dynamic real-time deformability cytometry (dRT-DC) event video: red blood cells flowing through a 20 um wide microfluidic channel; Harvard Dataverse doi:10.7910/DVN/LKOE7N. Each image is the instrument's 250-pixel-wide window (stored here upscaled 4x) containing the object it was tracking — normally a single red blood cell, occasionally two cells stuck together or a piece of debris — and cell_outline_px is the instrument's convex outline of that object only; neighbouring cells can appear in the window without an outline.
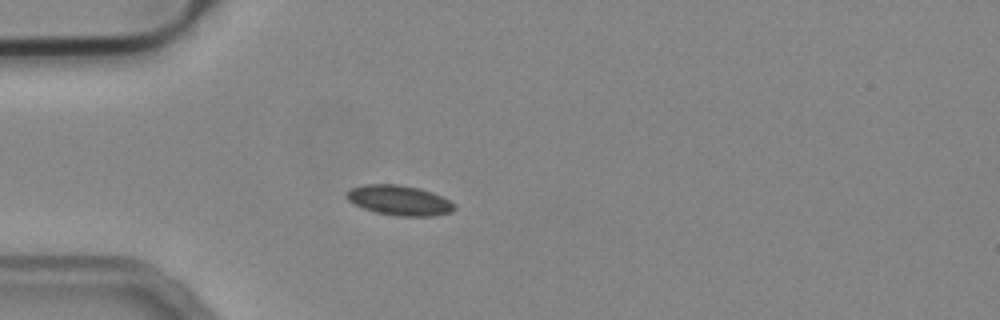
{"species": "common noctule bat (a hibernating species)", "species_latin": "Nyctalus noctula", "temperature_condition": "cold", "stored_images_in_passage": 40, "camera_frame_rate_fps": 3000, "um_per_image_px": 0.085, "animal": {"sex": "male", "body_mass_g": 19.2, "forearm_length_mm": 51.8}, "frame": {"image": 1, "passage_image": 1, "time_ms": 0.0, "image_size_px": [1000, 320], "cell_outline_px": [[456, 208], [452, 212], [432, 216], [396, 216], [376, 212], [364, 208], [348, 200], [344, 196], [344, 192], [352, 188], [364, 184], [396, 184], [420, 188], [432, 192], [456, 204]], "centroid_in_image_um": [33.94, 17.02], "position_along_channel_um": 51.1, "area_um2": 18.9}}
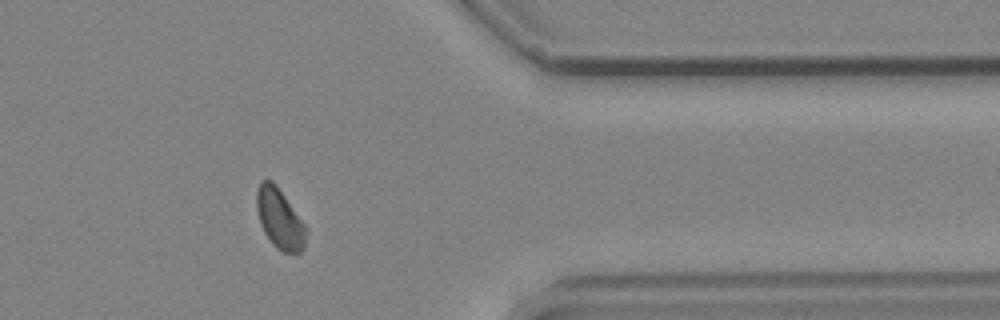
{"frame": {"image": 2, "passage_image": 30, "time_ms": 9.667, "image_size_px": [1000, 320], "cell_outline_px": [[308, 228], [304, 248], [300, 252], [284, 252], [276, 248], [272, 244], [264, 232], [260, 224], [256, 208], [256, 192], [260, 180], [272, 180], [276, 184]], "centroid_in_image_um": [23.77, 18.58], "position_along_channel_um": 387.6, "area_um2": 17.51}}
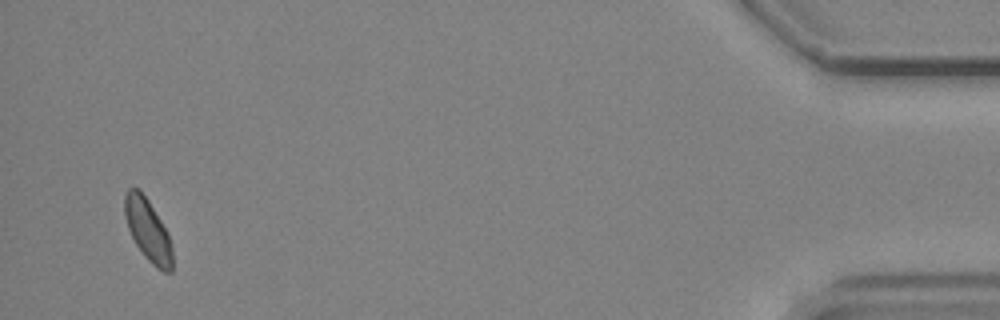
{"frame": {"image": 3, "passage_image": 38, "time_ms": 12.333, "image_size_px": [1000, 320], "cell_outline_px": [[172, 272], [164, 272], [156, 268], [144, 256], [136, 244], [128, 228], [124, 216], [124, 196], [128, 188], [140, 188], [148, 200], [168, 232], [172, 248]], "centroid_in_image_um": [12.56, 19.55], "position_along_channel_um": 422.6, "area_um2": 17.34}, "authors_computed_cell_mechanics": {"area_um2": 17.8024, "velocity_mm_per_s": 3.778, "shape_relaxation_time_tau1_ms": 6.6964, "shape_relaxation_time_tau2_ms": 4.438, "deformation_change_tau1": 0.0711, "deformation_change_tau2": 0.0523}}